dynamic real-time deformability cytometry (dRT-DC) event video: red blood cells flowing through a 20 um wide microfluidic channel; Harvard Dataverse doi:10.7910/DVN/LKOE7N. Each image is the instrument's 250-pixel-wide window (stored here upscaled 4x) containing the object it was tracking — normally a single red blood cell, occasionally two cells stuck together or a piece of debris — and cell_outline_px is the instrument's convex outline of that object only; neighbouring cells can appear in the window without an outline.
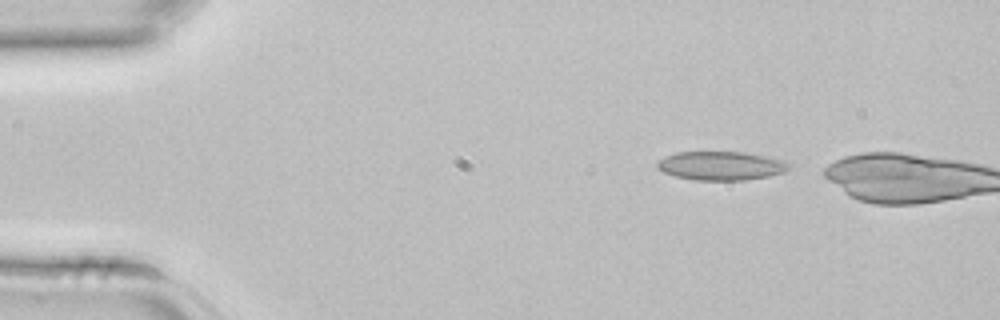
{"species": "common noctule bat (a hibernating species)", "species_latin": "Nyctalus noctula", "temperature_condition": "room temperature", "stored_images_in_passage": 3, "camera_frame_rate_fps": 3000, "um_per_image_px": 0.085, "animal": {"sex": "female", "body_mass_g": 22.7, "forearm_length_mm": 54.2}, "frame": {"image": 1, "passage_image": 1, "time_ms": 0.0, "image_size_px": [1000, 320], "cell_outline_px": [[792, 168], [784, 172], [768, 176], [744, 180], [696, 180], [676, 176], [664, 172], [656, 168], [656, 164], [664, 156], [676, 152], [744, 152], [784, 160], [792, 164]], "centroid_in_image_um": [61.31, 14.08], "position_along_channel_um": 23.7, "area_um2": 22.14}}